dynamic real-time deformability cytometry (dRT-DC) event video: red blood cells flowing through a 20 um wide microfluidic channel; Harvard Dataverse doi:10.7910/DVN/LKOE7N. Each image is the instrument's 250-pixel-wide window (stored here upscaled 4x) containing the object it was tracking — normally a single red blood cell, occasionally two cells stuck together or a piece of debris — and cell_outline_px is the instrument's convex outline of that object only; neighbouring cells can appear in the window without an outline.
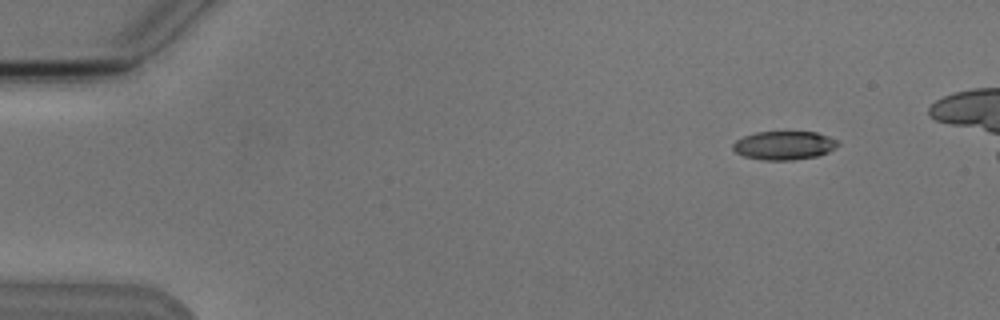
{"species": "Egyptian fruit bat (a non-hibernating species)", "species_latin": "Rousettus aegyptiacus", "temperature_condition": "cold", "stored_images_in_passage": 6, "camera_frame_rate_fps": 3000, "um_per_image_px": 0.085, "animal": {"sex": "male"}, "frame": {"image": 1, "passage_image": 2, "time_ms": 1.333, "image_size_px": [1000, 320], "cell_outline_px": [[840, 144], [828, 152], [816, 156], [792, 160], [764, 160], [744, 156], [736, 152], [732, 148], [732, 144], [736, 140], [744, 136], [756, 132], [816, 132], [828, 136], [836, 140]], "centroid_in_image_um": [66.63, 12.36], "position_along_channel_um": 18.4, "area_um2": 17.4}}